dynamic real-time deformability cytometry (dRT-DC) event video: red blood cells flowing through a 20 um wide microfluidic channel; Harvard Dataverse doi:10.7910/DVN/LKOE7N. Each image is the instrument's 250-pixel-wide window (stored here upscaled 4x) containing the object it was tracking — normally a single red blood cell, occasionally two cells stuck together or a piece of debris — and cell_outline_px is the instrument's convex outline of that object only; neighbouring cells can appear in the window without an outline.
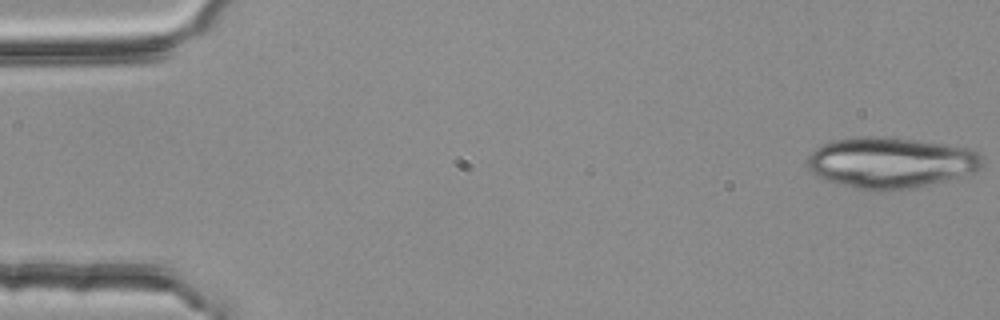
{"species": "common noctule bat (a hibernating species)", "species_latin": "Nyctalus noctula", "temperature_condition": "room temperature", "stored_images_in_passage": 5, "camera_frame_rate_fps": 3000, "um_per_image_px": 0.085, "animal": {"sex": "female", "body_mass_g": 25.1}, "frame": {"image": 1, "passage_image": 1, "time_ms": 0.0, "image_size_px": [1000, 320], "cell_outline_px": [[984, 160], [980, 168], [976, 172], [944, 180], [908, 188], [876, 192], [856, 188], [840, 184], [816, 176], [808, 168], [808, 156], [820, 144], [836, 140], [872, 136], [876, 136], [912, 140], [968, 148], [976, 152]], "centroid_in_image_um": [75.67, 13.83], "position_along_channel_um": 9.3, "area_um2": 51.15}}